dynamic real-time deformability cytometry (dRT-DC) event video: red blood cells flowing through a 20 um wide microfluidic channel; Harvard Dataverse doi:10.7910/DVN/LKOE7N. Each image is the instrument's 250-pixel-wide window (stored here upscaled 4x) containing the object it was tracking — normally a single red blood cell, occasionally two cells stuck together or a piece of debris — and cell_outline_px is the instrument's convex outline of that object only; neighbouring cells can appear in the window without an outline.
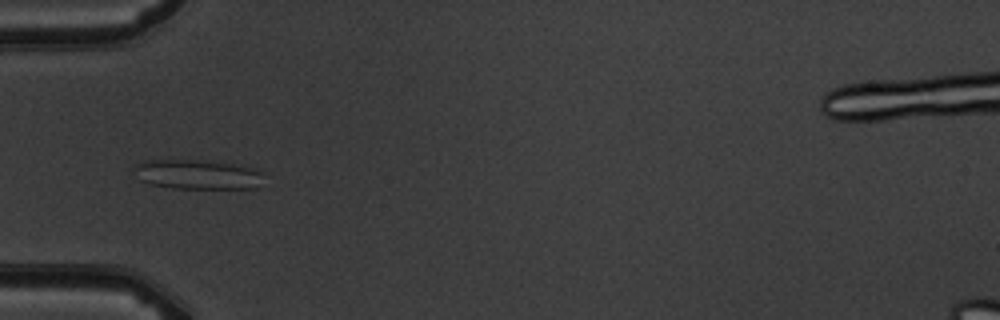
{"species": "common noctule bat (a hibernating species)", "species_latin": "Nyctalus noctula", "temperature_condition": "warm", "stored_images_in_passage": 6, "camera_frame_rate_fps": 3000, "um_per_image_px": 0.085, "animal": {"sex": "male", "body_mass_g": 19.5, "forearm_length_mm": 54.6}, "frame": {"image": 1, "passage_image": 4, "time_ms": 3.333, "image_size_px": [1000, 320], "cell_outline_px": [[260, 172], [256, 188], [172, 188], [148, 184], [140, 180], [132, 172], [136, 164], [144, 160], [196, 160], [232, 164], [252, 168]], "centroid_in_image_um": [16.63, 14.83], "position_along_channel_um": 68.4, "area_um2": 21.96}}
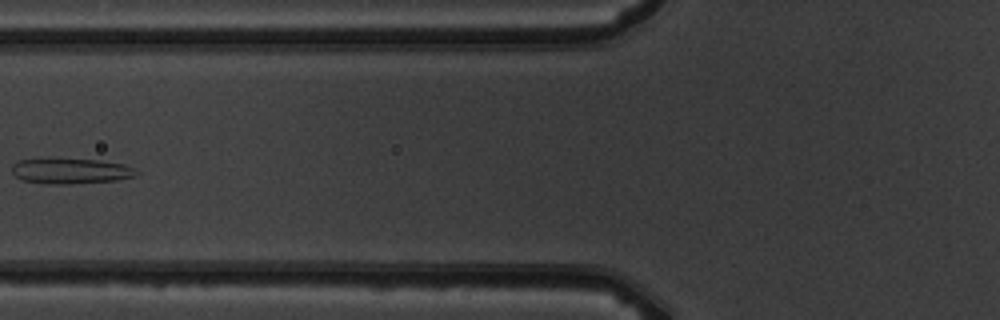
{"frame": {"image": 2, "passage_image": 5, "time_ms": 4.667, "image_size_px": [1000, 320], "cell_outline_px": [[140, 172], [132, 176], [116, 180], [68, 184], [44, 184], [24, 180], [16, 176], [12, 172], [12, 164], [20, 160], [100, 160], [124, 164]], "centroid_in_image_um": [6.01, 14.55], "position_along_channel_um": 119.8, "area_um2": 17.92}}
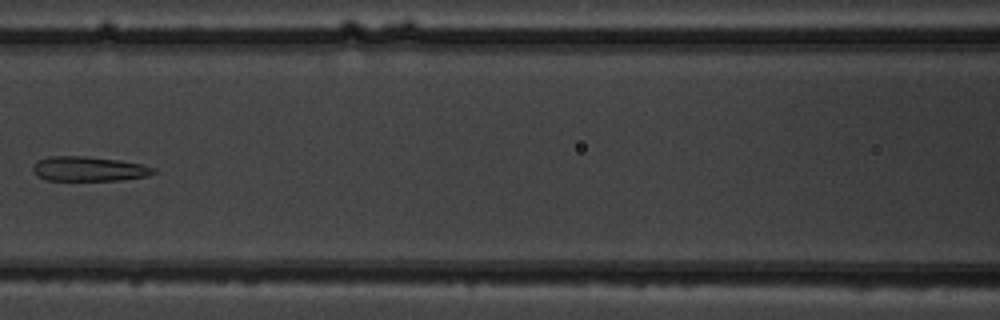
{"frame": {"image": 3, "passage_image": 6, "time_ms": 5.667, "image_size_px": [1000, 320], "cell_outline_px": [[156, 172], [148, 176], [120, 180], [48, 180], [36, 176], [32, 168], [36, 160], [48, 156], [84, 156], [120, 160], [140, 164], [156, 168]], "centroid_in_image_um": [7.53, 14.35], "position_along_channel_um": 159.1, "area_um2": 17.4}}